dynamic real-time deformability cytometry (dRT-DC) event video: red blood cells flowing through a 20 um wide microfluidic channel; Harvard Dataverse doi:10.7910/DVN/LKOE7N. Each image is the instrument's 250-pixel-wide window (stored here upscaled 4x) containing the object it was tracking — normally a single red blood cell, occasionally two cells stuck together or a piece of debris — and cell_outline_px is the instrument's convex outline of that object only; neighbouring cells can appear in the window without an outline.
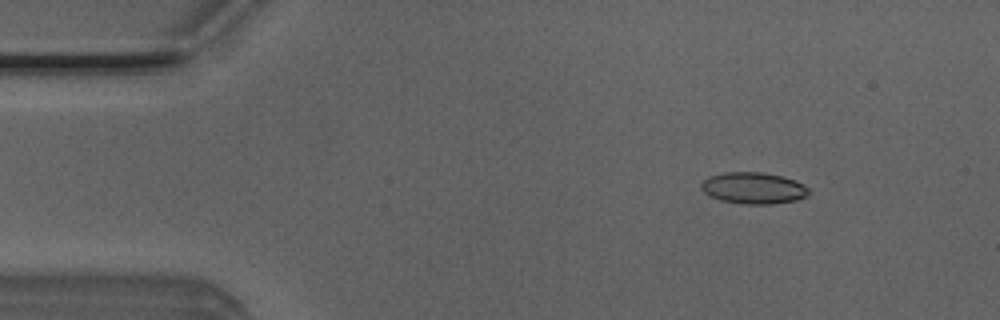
{"species": "Egyptian fruit bat (a non-hibernating species)", "species_latin": "Rousettus aegyptiacus", "temperature_condition": "room temperature", "stored_images_in_passage": 8, "camera_frame_rate_fps": 3000, "um_per_image_px": 0.085, "animal": {"sex": "male"}, "frame": {"image": 1, "passage_image": 2, "time_ms": 0.333, "image_size_px": [1000, 320], "cell_outline_px": [[808, 192], [804, 196], [796, 200], [772, 204], [744, 204], [720, 200], [708, 196], [700, 188], [700, 184], [708, 176], [724, 172], [760, 172], [780, 176], [796, 180], [804, 184], [808, 188]], "centroid_in_image_um": [63.99, 15.98], "position_along_channel_um": 21.0, "area_um2": 19.77}}
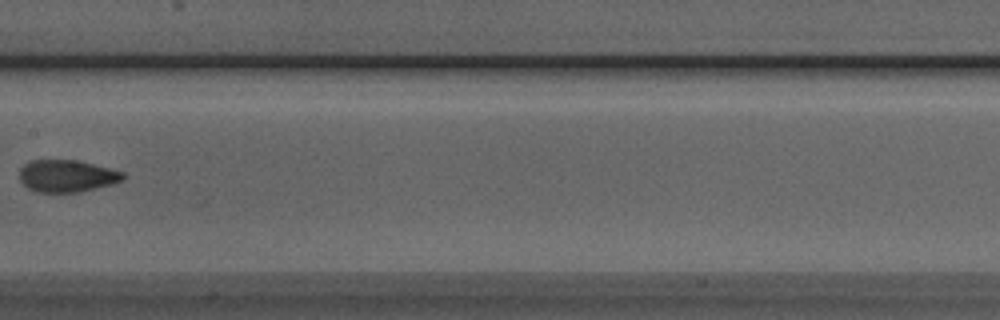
{"frame": {"image": 2, "passage_image": 7, "time_ms": 2.0, "image_size_px": [1000, 320], "cell_outline_px": [[124, 180], [112, 184], [80, 192], [36, 192], [28, 188], [20, 180], [20, 168], [24, 164], [32, 160], [76, 160], [124, 172]], "centroid_in_image_um": [5.68, 14.96], "position_along_channel_um": 201.7, "area_um2": 19.31}}
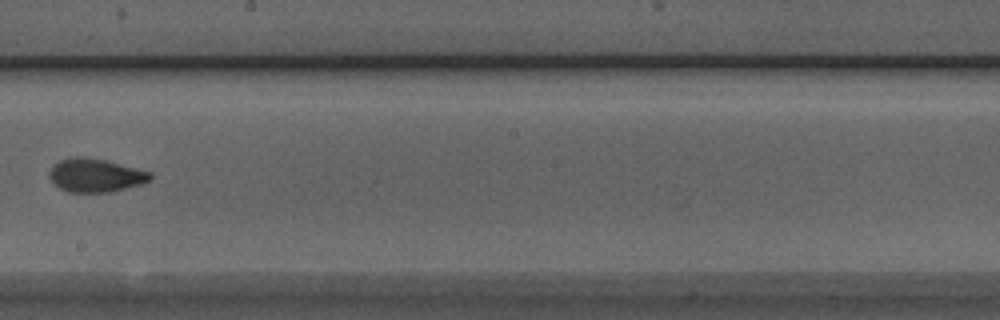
{"frame": {"image": 3, "passage_image": 8, "time_ms": 2.333, "image_size_px": [1000, 320], "cell_outline_px": [[152, 180], [140, 184], [108, 192], [68, 192], [60, 188], [48, 176], [48, 172], [60, 160], [68, 156], [76, 156], [104, 160], [152, 172]], "centroid_in_image_um": [8.11, 14.9], "position_along_channel_um": 240.1, "area_um2": 19.42}}